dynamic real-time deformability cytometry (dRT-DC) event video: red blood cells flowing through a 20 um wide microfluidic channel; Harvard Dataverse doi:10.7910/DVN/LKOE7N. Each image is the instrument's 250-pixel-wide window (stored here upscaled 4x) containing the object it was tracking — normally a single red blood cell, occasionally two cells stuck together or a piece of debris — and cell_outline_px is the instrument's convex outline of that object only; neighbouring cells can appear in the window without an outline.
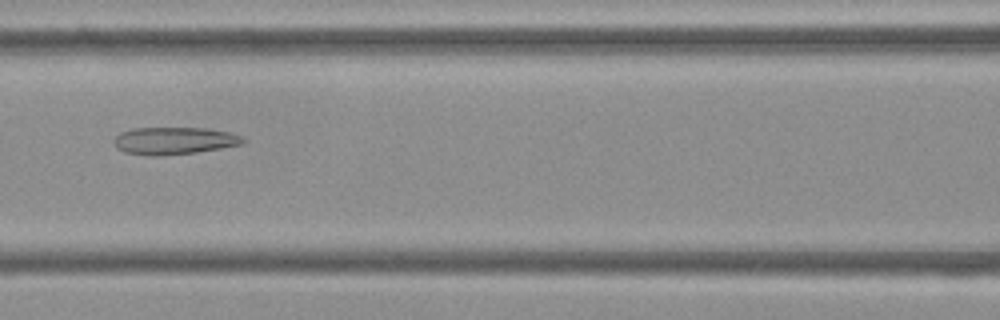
{"species": "Egyptian fruit bat (a non-hibernating species)", "species_latin": "Rousettus aegyptiacus", "temperature_condition": "cold", "stored_images_in_passage": 45, "camera_frame_rate_fps": 3000, "um_per_image_px": 0.085, "frame": {"image": 1, "passage_image": 20, "time_ms": 6.333, "image_size_px": [1000, 320], "cell_outline_px": [[248, 140], [244, 144], [196, 152], [164, 156], [148, 156], [124, 152], [116, 148], [112, 144], [112, 140], [120, 132], [132, 128], [208, 128], [228, 132], [244, 136]], "centroid_in_image_um": [14.79, 11.97], "position_along_channel_um": 151.8, "area_um2": 20.98}}
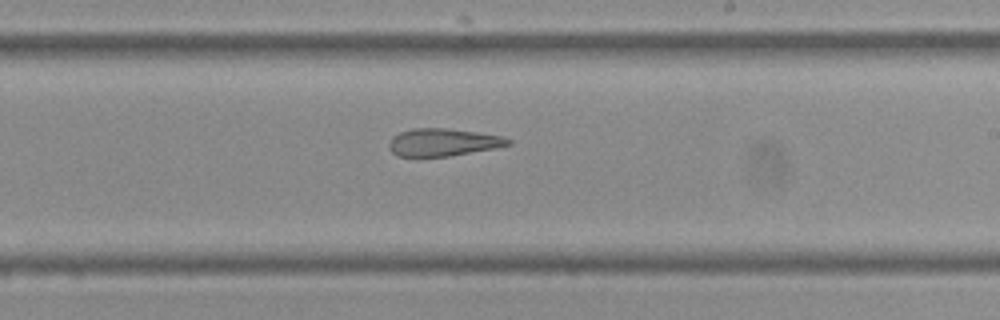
{"frame": {"image": 2, "passage_image": 28, "time_ms": 9.0, "image_size_px": [1000, 320], "cell_outline_px": [[512, 144], [496, 148], [448, 156], [396, 156], [388, 148], [388, 144], [392, 136], [400, 132], [412, 128], [448, 128], [504, 136], [512, 140]], "centroid_in_image_um": [37.66, 12.09], "position_along_channel_um": 251.3, "area_um2": 19.25}}
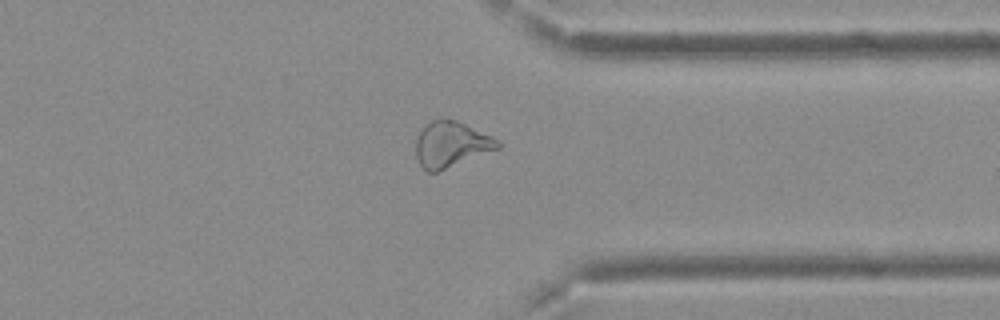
{"frame": {"image": 3, "passage_image": 38, "time_ms": 12.333, "image_size_px": [1000, 320], "cell_outline_px": [[504, 144], [500, 148], [436, 172], [428, 172], [420, 164], [416, 156], [416, 140], [424, 124], [432, 120], [456, 120], [492, 136], [500, 140]], "centroid_in_image_um": [38.37, 12.27], "position_along_channel_um": 373.0, "area_um2": 21.62}}